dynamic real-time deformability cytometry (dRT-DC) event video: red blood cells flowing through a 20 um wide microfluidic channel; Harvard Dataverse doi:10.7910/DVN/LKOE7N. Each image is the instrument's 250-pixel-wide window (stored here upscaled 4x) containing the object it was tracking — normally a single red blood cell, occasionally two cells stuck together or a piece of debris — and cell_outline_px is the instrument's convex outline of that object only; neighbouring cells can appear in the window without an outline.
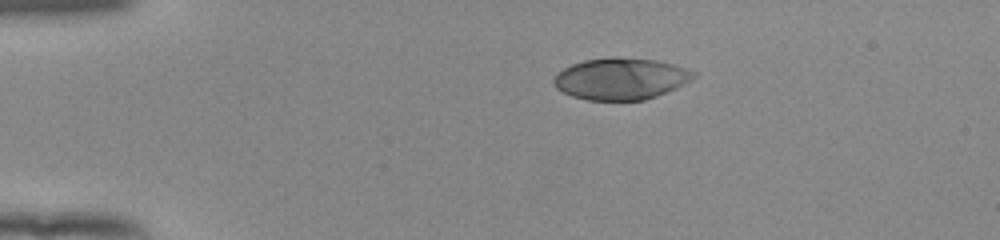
{"species": "human", "species_latin": "Homo sapiens", "temperature_condition": "room temperature", "stored_images_in_passage": 43, "camera_frame_rate_fps": 3000, "um_per_image_px": 0.085, "donor": {"sex": "female"}, "frame": {"image": 1, "passage_image": 1, "time_ms": 0.0, "image_size_px": [1000, 240], "cell_outline_px": [[696, 76], [684, 84], [676, 88], [656, 96], [644, 100], [588, 100], [572, 96], [556, 88], [552, 84], [552, 80], [564, 68], [572, 64], [584, 60], [612, 56], [656, 60], [672, 64], [696, 72]], "centroid_in_image_um": [52.75, 6.69], "position_along_channel_um": 32.2, "area_um2": 33.87}}
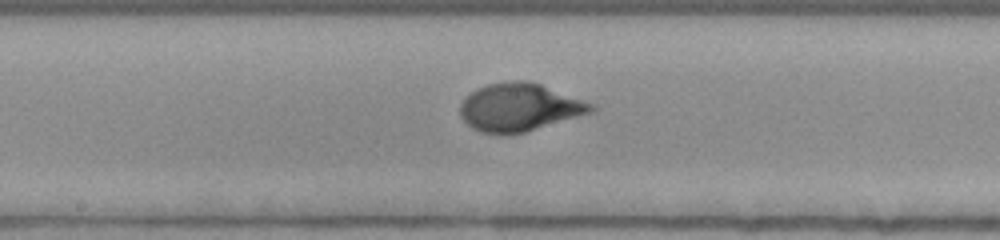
{"frame": {"image": 2, "passage_image": 19, "time_ms": 6.0, "image_size_px": [1000, 240], "cell_outline_px": [[596, 108], [592, 112], [524, 132], [504, 136], [480, 132], [472, 128], [460, 116], [460, 104], [476, 88], [488, 84], [512, 80], [528, 80], [540, 84], [592, 104]], "centroid_in_image_um": [44.1, 9.13], "position_along_channel_um": 204.1, "area_um2": 36.3}}
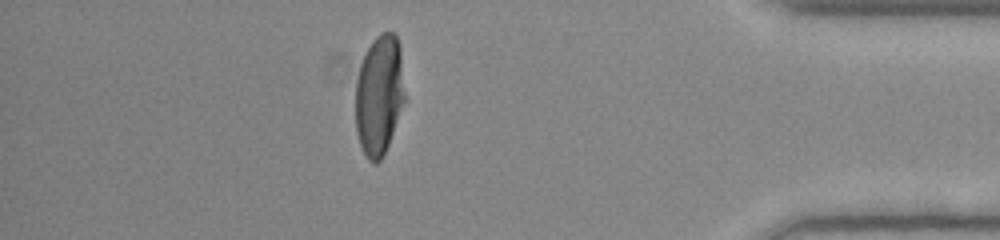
{"frame": {"image": 3, "passage_image": 37, "time_ms": 12.0, "image_size_px": [1000, 240], "cell_outline_px": [[404, 100], [388, 144], [380, 160], [376, 164], [372, 164], [368, 160], [360, 144], [356, 132], [356, 80], [360, 64], [364, 52], [372, 40], [380, 32], [392, 32], [396, 36], [400, 48], [404, 96]], "centroid_in_image_um": [32.2, 8.05], "position_along_channel_um": 403.0, "area_um2": 34.22}, "authors_computed_cell_mechanics": {"area_um2": 35.7204, "velocity_mm_per_s": 3.8933, "shape_relaxation_time_tau1_ms": 3.3047, "shape_relaxation_time_tau2_ms": null, "deformation_change_tau1": 0.2083, "deformation_change_tau2": null}}